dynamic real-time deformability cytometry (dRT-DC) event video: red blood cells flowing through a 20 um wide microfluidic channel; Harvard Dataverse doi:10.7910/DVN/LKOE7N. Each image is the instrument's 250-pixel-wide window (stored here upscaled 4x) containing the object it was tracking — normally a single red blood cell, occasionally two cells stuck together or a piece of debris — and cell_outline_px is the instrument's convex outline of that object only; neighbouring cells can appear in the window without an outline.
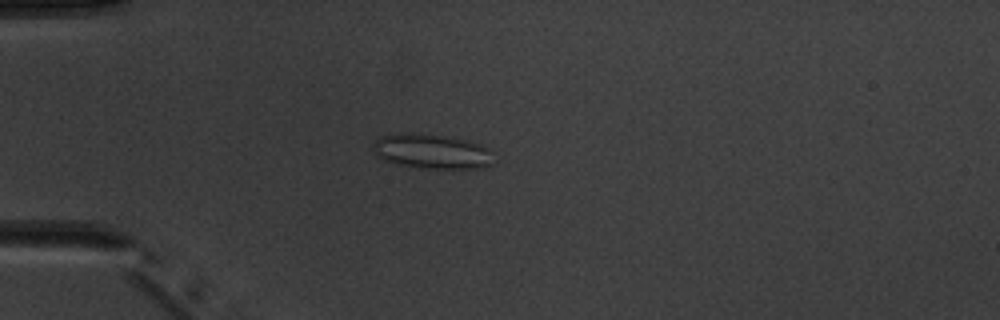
{"species": "common noctule bat (a hibernating species)", "species_latin": "Nyctalus noctula", "temperature_condition": "warm", "stored_images_in_passage": 5, "camera_frame_rate_fps": 3000, "um_per_image_px": 0.085, "animal": {"sex": "male", "body_mass_g": 20.1, "forearm_length_mm": 53.5}, "frame": {"image": 1, "passage_image": 4, "time_ms": 3.667, "image_size_px": [1000, 320], "cell_outline_px": [[496, 164], [480, 168], [420, 168], [396, 164], [384, 160], [376, 156], [372, 148], [372, 144], [380, 136], [392, 132], [420, 132], [468, 140], [480, 144], [488, 148], [492, 152]], "centroid_in_image_um": [36.69, 12.85], "position_along_channel_um": 48.3, "area_um2": 25.14}}